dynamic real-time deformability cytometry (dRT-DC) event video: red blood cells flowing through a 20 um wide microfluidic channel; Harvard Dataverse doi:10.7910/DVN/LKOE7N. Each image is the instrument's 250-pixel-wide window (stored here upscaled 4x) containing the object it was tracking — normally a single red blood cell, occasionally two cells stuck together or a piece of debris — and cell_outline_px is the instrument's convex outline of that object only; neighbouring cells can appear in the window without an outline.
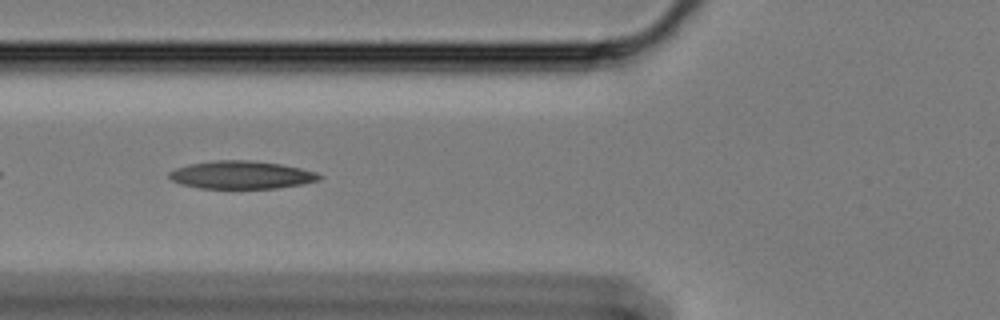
{"species": "Egyptian fruit bat (a non-hibernating species)", "species_latin": "Rousettus aegyptiacus", "temperature_condition": "cold", "stored_images_in_passage": 40, "camera_frame_rate_fps": 3000, "um_per_image_px": 0.085, "animal": {"sex": "female"}, "frame": {"image": 1, "passage_image": 7, "time_ms": 2.0, "image_size_px": [1000, 320], "cell_outline_px": [[324, 176], [320, 180], [304, 184], [276, 188], [200, 188], [180, 184], [172, 180], [168, 176], [168, 172], [176, 168], [188, 164], [212, 160], [252, 160], [280, 164], [300, 168], [316, 172]], "centroid_in_image_um": [20.52, 14.86], "position_along_channel_um": 105.3, "area_um2": 24.57}}
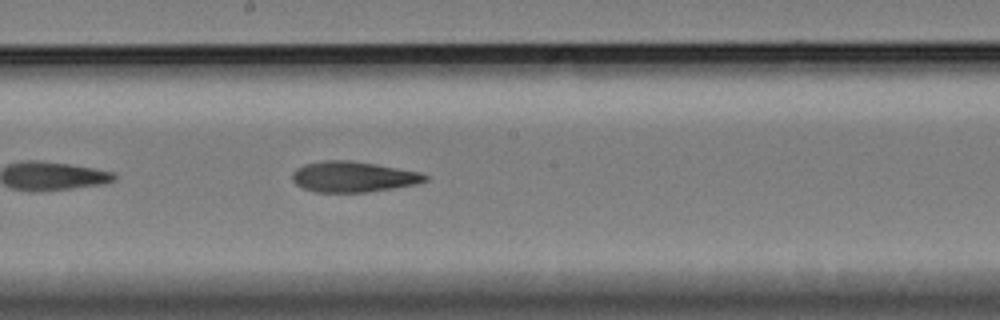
{"frame": {"image": 2, "passage_image": 17, "time_ms": 5.333, "image_size_px": [1000, 320], "cell_outline_px": [[428, 180], [416, 184], [368, 192], [316, 192], [304, 188], [296, 184], [292, 180], [292, 172], [296, 168], [304, 164], [324, 160], [348, 160], [376, 164], [420, 172], [428, 176]], "centroid_in_image_um": [30.0, 15.02], "position_along_channel_um": 218.2, "area_um2": 23.7}}
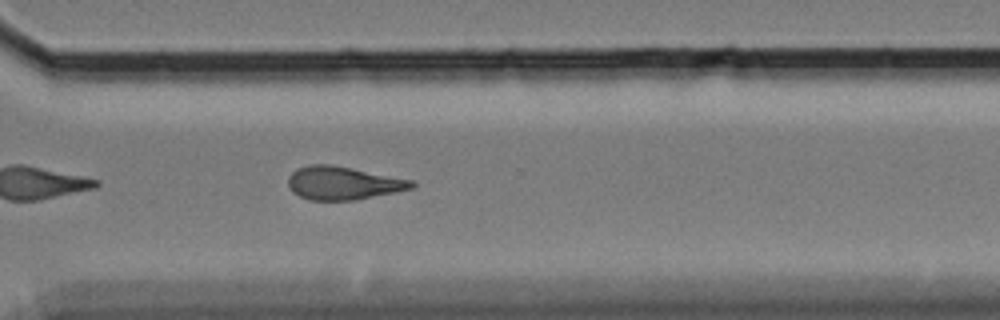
{"frame": {"image": 3, "passage_image": 28, "time_ms": 9.0, "image_size_px": [1000, 320], "cell_outline_px": [[416, 184], [412, 188], [396, 192], [352, 200], [308, 200], [292, 192], [288, 184], [288, 176], [296, 168], [308, 164], [332, 164], [412, 180]], "centroid_in_image_um": [29.12, 15.55], "position_along_channel_um": 341.5, "area_um2": 23.87}}